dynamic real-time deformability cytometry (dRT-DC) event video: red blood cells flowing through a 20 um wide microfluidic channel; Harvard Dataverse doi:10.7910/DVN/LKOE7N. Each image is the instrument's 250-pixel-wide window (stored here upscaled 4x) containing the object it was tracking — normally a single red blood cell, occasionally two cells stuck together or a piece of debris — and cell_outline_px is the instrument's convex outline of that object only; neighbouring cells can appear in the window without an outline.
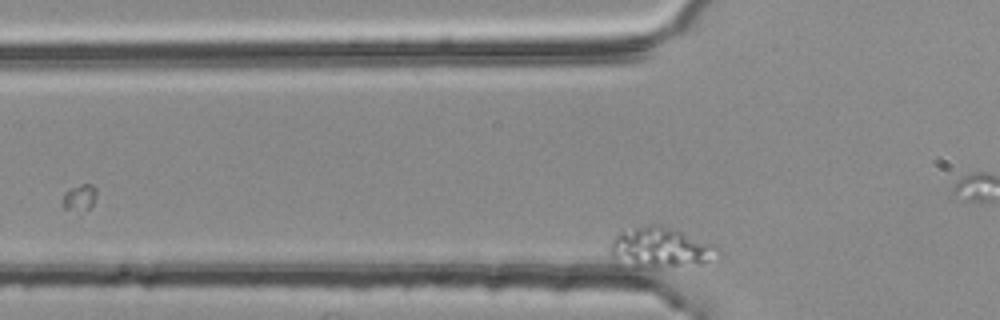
{"species": "common noctule bat (a hibernating species)", "species_latin": "Nyctalus noctula", "temperature_condition": "room temperature", "stored_images_in_passage": 5, "camera_frame_rate_fps": 3000, "um_per_image_px": 0.085, "animal": {"sex": "female", "body_mass_g": 25.1}, "frame": {"image": 1, "passage_image": 4, "time_ms": 1.0, "image_size_px": [1000, 320], "cell_outline_px": [[720, 256], [700, 264], [660, 268], [636, 268], [616, 264], [612, 260], [608, 252], [608, 244], [620, 228], [648, 224], [660, 224], [676, 228], [716, 244], [720, 248]], "centroid_in_image_um": [56.05, 21.04], "position_along_channel_um": 69.7, "area_um2": 27.28}}
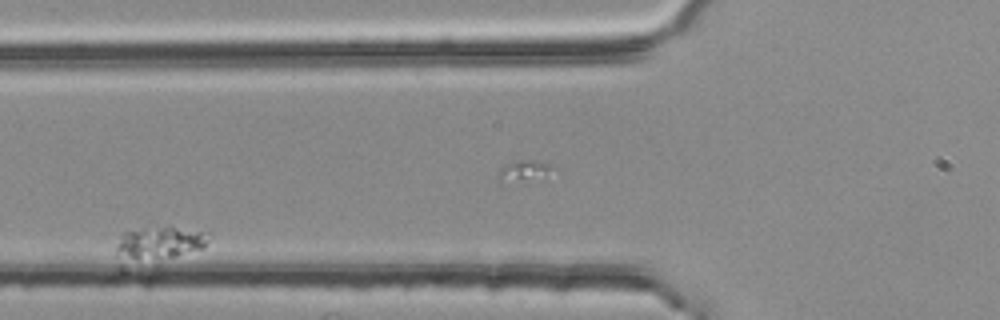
{"frame": {"image": 2, "passage_image": 5, "time_ms": 1.333, "image_size_px": [1000, 320], "cell_outline_px": [[208, 240], [200, 248], [172, 256], [132, 256], [116, 252], [116, 248], [120, 232], [168, 224], [208, 232]], "centroid_in_image_um": [13.64, 20.48], "position_along_channel_um": 112.2, "area_um2": 16.53}}